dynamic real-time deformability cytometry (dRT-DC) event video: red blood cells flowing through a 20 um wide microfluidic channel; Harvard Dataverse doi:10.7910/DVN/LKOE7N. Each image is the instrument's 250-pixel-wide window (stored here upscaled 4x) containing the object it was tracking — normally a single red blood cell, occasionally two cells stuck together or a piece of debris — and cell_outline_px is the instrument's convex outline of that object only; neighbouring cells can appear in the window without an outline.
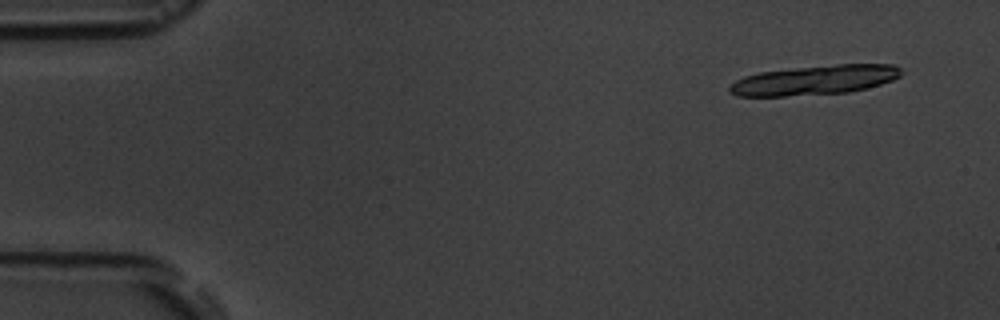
{"species": "common noctule bat (a hibernating species)", "species_latin": "Nyctalus noctula", "temperature_condition": "room temperature", "stored_images_in_passage": 5, "camera_frame_rate_fps": 3000, "um_per_image_px": 0.085, "animal": {"sex": "male", "body_mass_g": 19.5, "forearm_length_mm": 54.6}, "frame": {"image": 1, "passage_image": 1, "time_ms": 0.0, "image_size_px": [1000, 320], "cell_outline_px": [[904, 72], [900, 76], [892, 80], [880, 84], [848, 92], [784, 96], [736, 96], [728, 92], [728, 88], [736, 80], [744, 76], [760, 72], [836, 64], [896, 64]], "centroid_in_image_um": [69.26, 6.8], "position_along_channel_um": 15.7, "area_um2": 29.36}}